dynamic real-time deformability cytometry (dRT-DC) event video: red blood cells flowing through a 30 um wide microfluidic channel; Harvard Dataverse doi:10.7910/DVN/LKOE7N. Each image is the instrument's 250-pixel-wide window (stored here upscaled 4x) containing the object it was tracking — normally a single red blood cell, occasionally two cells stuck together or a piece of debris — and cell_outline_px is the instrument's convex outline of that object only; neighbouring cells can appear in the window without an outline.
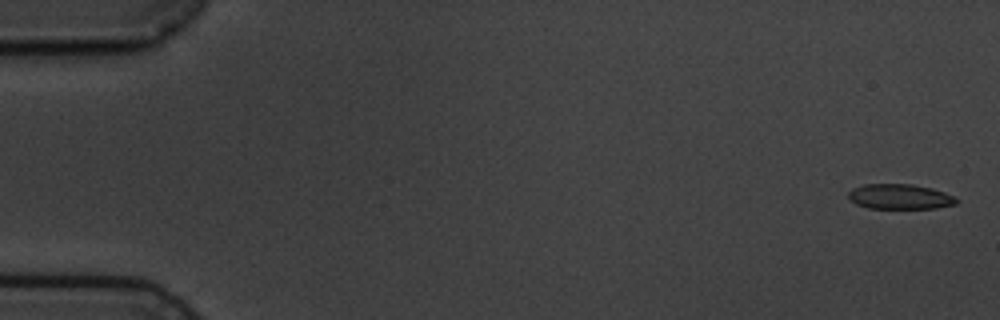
{"species": "common noctule bat (a hibernating species)", "species_latin": "Nyctalus noctula", "temperature_condition": "cold", "stored_images_in_passage": 3, "camera_frame_rate_fps": 3000, "um_per_image_px": 0.085, "animal": {"sex": "male", "body_mass_g": 19.5, "forearm_length_mm": 54.6}, "frame": {"image": 1, "passage_image": 1, "time_ms": 0.0, "image_size_px": [1000, 320], "cell_outline_px": [[960, 200], [956, 204], [936, 208], [868, 208], [856, 204], [848, 196], [848, 192], [852, 188], [864, 184], [912, 184], [932, 188], [956, 196]], "centroid_in_image_um": [76.52, 16.71], "position_along_channel_um": 8.5, "area_um2": 15.9}}
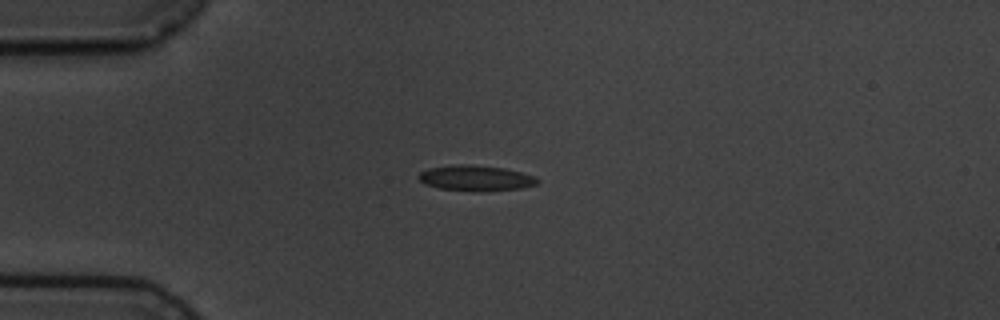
{"frame": {"image": 2, "passage_image": 3, "time_ms": 4.333, "image_size_px": [1000, 320], "cell_outline_px": [[540, 180], [536, 184], [520, 188], [440, 188], [424, 184], [416, 176], [420, 172], [428, 168], [456, 164], [464, 164], [504, 168], [536, 176]], "centroid_in_image_um": [40.39, 15.07], "position_along_channel_um": 44.6, "area_um2": 16.53}}